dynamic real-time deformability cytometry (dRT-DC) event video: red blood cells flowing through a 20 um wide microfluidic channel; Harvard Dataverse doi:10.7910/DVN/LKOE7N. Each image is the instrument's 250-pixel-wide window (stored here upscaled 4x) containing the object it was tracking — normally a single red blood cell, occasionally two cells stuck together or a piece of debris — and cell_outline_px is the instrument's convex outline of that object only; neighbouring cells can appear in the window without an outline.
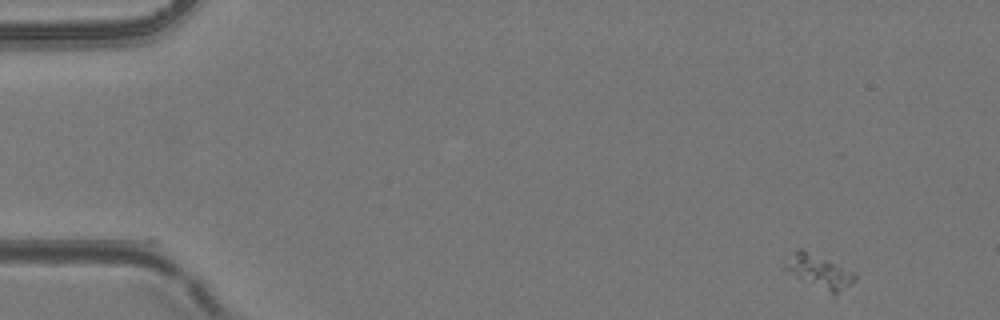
{"species": "common noctule bat (a hibernating species)", "species_latin": "Nyctalus noctula", "temperature_condition": "room temperature", "stored_images_in_passage": 8, "camera_frame_rate_fps": 3000, "um_per_image_px": 0.085, "animal": {"sex": "female", "body_mass_g": 24.6, "forearm_length_mm": 56.2}, "frame": {"image": 1, "passage_image": 1, "time_ms": 0.0, "image_size_px": [1000, 320], "cell_outline_px": [[856, 280], [836, 300], [832, 300], [780, 268], [800, 248], [856, 272]], "centroid_in_image_um": [69.7, 23.26], "position_along_channel_um": 15.3, "area_um2": 14.8}}
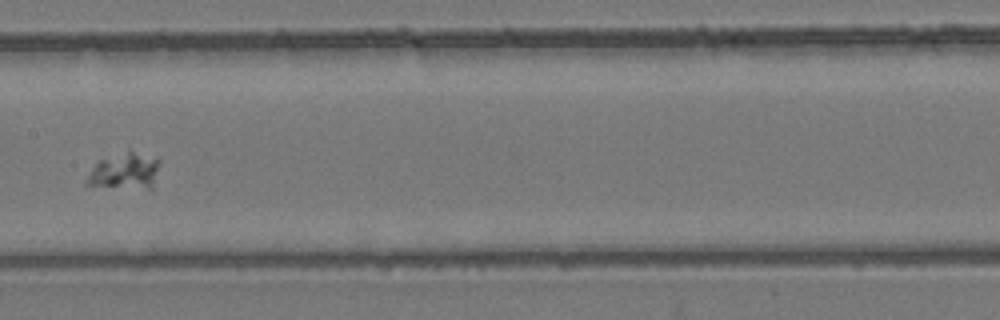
{"frame": {"image": 2, "passage_image": 7, "time_ms": 2.0, "image_size_px": [1000, 320], "cell_outline_px": [[160, 164], [152, 188], [148, 188], [84, 184], [92, 168], [100, 160], [128, 148], [160, 160]], "centroid_in_image_um": [10.64, 14.48], "position_along_channel_um": 196.8, "area_um2": 15.2}}
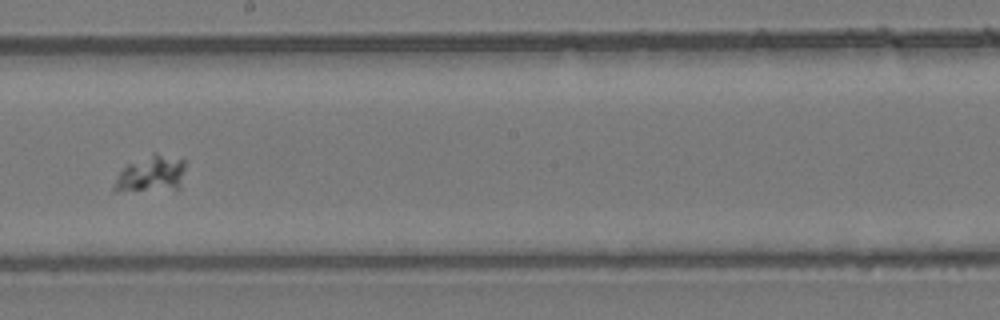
{"frame": {"image": 3, "passage_image": 8, "time_ms": 2.333, "image_size_px": [1000, 320], "cell_outline_px": [[184, 168], [180, 188], [112, 188], [120, 172], [128, 164], [152, 152], [156, 152], [184, 160]], "centroid_in_image_um": [12.92, 14.68], "position_along_channel_um": 235.3, "area_um2": 14.05}}